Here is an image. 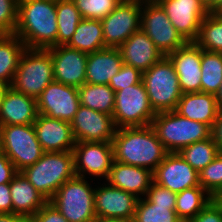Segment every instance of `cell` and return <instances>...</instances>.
<instances>
[{"instance_id":"21","label":"cell","mask_w":222,"mask_h":222,"mask_svg":"<svg viewBox=\"0 0 222 222\" xmlns=\"http://www.w3.org/2000/svg\"><path fill=\"white\" fill-rule=\"evenodd\" d=\"M38 115L37 99L4 87L0 105V125L33 124Z\"/></svg>"},{"instance_id":"25","label":"cell","mask_w":222,"mask_h":222,"mask_svg":"<svg viewBox=\"0 0 222 222\" xmlns=\"http://www.w3.org/2000/svg\"><path fill=\"white\" fill-rule=\"evenodd\" d=\"M215 94L193 92L183 93L175 111L187 119L198 121L212 128L218 114Z\"/></svg>"},{"instance_id":"44","label":"cell","mask_w":222,"mask_h":222,"mask_svg":"<svg viewBox=\"0 0 222 222\" xmlns=\"http://www.w3.org/2000/svg\"><path fill=\"white\" fill-rule=\"evenodd\" d=\"M13 213L10 183L0 184V214Z\"/></svg>"},{"instance_id":"27","label":"cell","mask_w":222,"mask_h":222,"mask_svg":"<svg viewBox=\"0 0 222 222\" xmlns=\"http://www.w3.org/2000/svg\"><path fill=\"white\" fill-rule=\"evenodd\" d=\"M26 46L15 34H0V85L11 86Z\"/></svg>"},{"instance_id":"48","label":"cell","mask_w":222,"mask_h":222,"mask_svg":"<svg viewBox=\"0 0 222 222\" xmlns=\"http://www.w3.org/2000/svg\"><path fill=\"white\" fill-rule=\"evenodd\" d=\"M93 222H130L127 220H119V219H107V218H100L96 217Z\"/></svg>"},{"instance_id":"37","label":"cell","mask_w":222,"mask_h":222,"mask_svg":"<svg viewBox=\"0 0 222 222\" xmlns=\"http://www.w3.org/2000/svg\"><path fill=\"white\" fill-rule=\"evenodd\" d=\"M82 18L102 20L108 16L122 0H73Z\"/></svg>"},{"instance_id":"24","label":"cell","mask_w":222,"mask_h":222,"mask_svg":"<svg viewBox=\"0 0 222 222\" xmlns=\"http://www.w3.org/2000/svg\"><path fill=\"white\" fill-rule=\"evenodd\" d=\"M123 64L118 48L105 47L90 53L87 58L85 83L108 85Z\"/></svg>"},{"instance_id":"35","label":"cell","mask_w":222,"mask_h":222,"mask_svg":"<svg viewBox=\"0 0 222 222\" xmlns=\"http://www.w3.org/2000/svg\"><path fill=\"white\" fill-rule=\"evenodd\" d=\"M176 205H154L146 197L138 199L132 222H182L176 212Z\"/></svg>"},{"instance_id":"29","label":"cell","mask_w":222,"mask_h":222,"mask_svg":"<svg viewBox=\"0 0 222 222\" xmlns=\"http://www.w3.org/2000/svg\"><path fill=\"white\" fill-rule=\"evenodd\" d=\"M80 105L113 115L115 92L109 85L84 83L78 87Z\"/></svg>"},{"instance_id":"42","label":"cell","mask_w":222,"mask_h":222,"mask_svg":"<svg viewBox=\"0 0 222 222\" xmlns=\"http://www.w3.org/2000/svg\"><path fill=\"white\" fill-rule=\"evenodd\" d=\"M30 222H68L62 214L49 202H47L34 216Z\"/></svg>"},{"instance_id":"9","label":"cell","mask_w":222,"mask_h":222,"mask_svg":"<svg viewBox=\"0 0 222 222\" xmlns=\"http://www.w3.org/2000/svg\"><path fill=\"white\" fill-rule=\"evenodd\" d=\"M155 115L142 81L115 92L112 117L117 129L148 126Z\"/></svg>"},{"instance_id":"18","label":"cell","mask_w":222,"mask_h":222,"mask_svg":"<svg viewBox=\"0 0 222 222\" xmlns=\"http://www.w3.org/2000/svg\"><path fill=\"white\" fill-rule=\"evenodd\" d=\"M154 183L174 193L199 186V173L179 153H168L153 172Z\"/></svg>"},{"instance_id":"51","label":"cell","mask_w":222,"mask_h":222,"mask_svg":"<svg viewBox=\"0 0 222 222\" xmlns=\"http://www.w3.org/2000/svg\"><path fill=\"white\" fill-rule=\"evenodd\" d=\"M4 87L3 85H0V105H1V99H2V96H3V92H4Z\"/></svg>"},{"instance_id":"28","label":"cell","mask_w":222,"mask_h":222,"mask_svg":"<svg viewBox=\"0 0 222 222\" xmlns=\"http://www.w3.org/2000/svg\"><path fill=\"white\" fill-rule=\"evenodd\" d=\"M67 46L87 54L105 48L101 20L83 18Z\"/></svg>"},{"instance_id":"50","label":"cell","mask_w":222,"mask_h":222,"mask_svg":"<svg viewBox=\"0 0 222 222\" xmlns=\"http://www.w3.org/2000/svg\"><path fill=\"white\" fill-rule=\"evenodd\" d=\"M222 7V0H213V13H216Z\"/></svg>"},{"instance_id":"12","label":"cell","mask_w":222,"mask_h":222,"mask_svg":"<svg viewBox=\"0 0 222 222\" xmlns=\"http://www.w3.org/2000/svg\"><path fill=\"white\" fill-rule=\"evenodd\" d=\"M80 107L78 88L53 81L37 98L38 114L71 122Z\"/></svg>"},{"instance_id":"30","label":"cell","mask_w":222,"mask_h":222,"mask_svg":"<svg viewBox=\"0 0 222 222\" xmlns=\"http://www.w3.org/2000/svg\"><path fill=\"white\" fill-rule=\"evenodd\" d=\"M214 198L200 185L177 193L175 212L178 218L185 222L197 216Z\"/></svg>"},{"instance_id":"1","label":"cell","mask_w":222,"mask_h":222,"mask_svg":"<svg viewBox=\"0 0 222 222\" xmlns=\"http://www.w3.org/2000/svg\"><path fill=\"white\" fill-rule=\"evenodd\" d=\"M112 145L114 161L152 172L169 153L150 125L116 129Z\"/></svg>"},{"instance_id":"19","label":"cell","mask_w":222,"mask_h":222,"mask_svg":"<svg viewBox=\"0 0 222 222\" xmlns=\"http://www.w3.org/2000/svg\"><path fill=\"white\" fill-rule=\"evenodd\" d=\"M174 64L182 93L201 92V48L187 42L168 55Z\"/></svg>"},{"instance_id":"23","label":"cell","mask_w":222,"mask_h":222,"mask_svg":"<svg viewBox=\"0 0 222 222\" xmlns=\"http://www.w3.org/2000/svg\"><path fill=\"white\" fill-rule=\"evenodd\" d=\"M106 182L132 193L137 198H142V196L144 198L154 178L153 172L149 169L113 161Z\"/></svg>"},{"instance_id":"46","label":"cell","mask_w":222,"mask_h":222,"mask_svg":"<svg viewBox=\"0 0 222 222\" xmlns=\"http://www.w3.org/2000/svg\"><path fill=\"white\" fill-rule=\"evenodd\" d=\"M0 222H30V220L15 213H5L0 214Z\"/></svg>"},{"instance_id":"41","label":"cell","mask_w":222,"mask_h":222,"mask_svg":"<svg viewBox=\"0 0 222 222\" xmlns=\"http://www.w3.org/2000/svg\"><path fill=\"white\" fill-rule=\"evenodd\" d=\"M185 222H222V203L214 198L197 216Z\"/></svg>"},{"instance_id":"16","label":"cell","mask_w":222,"mask_h":222,"mask_svg":"<svg viewBox=\"0 0 222 222\" xmlns=\"http://www.w3.org/2000/svg\"><path fill=\"white\" fill-rule=\"evenodd\" d=\"M104 182L101 186L95 184L96 217L132 222L139 198Z\"/></svg>"},{"instance_id":"11","label":"cell","mask_w":222,"mask_h":222,"mask_svg":"<svg viewBox=\"0 0 222 222\" xmlns=\"http://www.w3.org/2000/svg\"><path fill=\"white\" fill-rule=\"evenodd\" d=\"M142 0H122L101 20L105 47L119 48L134 32L141 29Z\"/></svg>"},{"instance_id":"3","label":"cell","mask_w":222,"mask_h":222,"mask_svg":"<svg viewBox=\"0 0 222 222\" xmlns=\"http://www.w3.org/2000/svg\"><path fill=\"white\" fill-rule=\"evenodd\" d=\"M48 201L67 181L76 176L73 151L44 152L33 165L21 171Z\"/></svg>"},{"instance_id":"10","label":"cell","mask_w":222,"mask_h":222,"mask_svg":"<svg viewBox=\"0 0 222 222\" xmlns=\"http://www.w3.org/2000/svg\"><path fill=\"white\" fill-rule=\"evenodd\" d=\"M140 23L141 30L153 41L163 56H168L187 43L156 0H142Z\"/></svg>"},{"instance_id":"40","label":"cell","mask_w":222,"mask_h":222,"mask_svg":"<svg viewBox=\"0 0 222 222\" xmlns=\"http://www.w3.org/2000/svg\"><path fill=\"white\" fill-rule=\"evenodd\" d=\"M145 197L154 205H176L177 194L153 182Z\"/></svg>"},{"instance_id":"32","label":"cell","mask_w":222,"mask_h":222,"mask_svg":"<svg viewBox=\"0 0 222 222\" xmlns=\"http://www.w3.org/2000/svg\"><path fill=\"white\" fill-rule=\"evenodd\" d=\"M222 82V53L201 49V92L217 94Z\"/></svg>"},{"instance_id":"31","label":"cell","mask_w":222,"mask_h":222,"mask_svg":"<svg viewBox=\"0 0 222 222\" xmlns=\"http://www.w3.org/2000/svg\"><path fill=\"white\" fill-rule=\"evenodd\" d=\"M57 46L67 45L83 19L73 0H56Z\"/></svg>"},{"instance_id":"34","label":"cell","mask_w":222,"mask_h":222,"mask_svg":"<svg viewBox=\"0 0 222 222\" xmlns=\"http://www.w3.org/2000/svg\"><path fill=\"white\" fill-rule=\"evenodd\" d=\"M195 43L202 50L222 53V17L218 13L204 17Z\"/></svg>"},{"instance_id":"2","label":"cell","mask_w":222,"mask_h":222,"mask_svg":"<svg viewBox=\"0 0 222 222\" xmlns=\"http://www.w3.org/2000/svg\"><path fill=\"white\" fill-rule=\"evenodd\" d=\"M56 0H19L14 34L26 48L48 49L57 46Z\"/></svg>"},{"instance_id":"4","label":"cell","mask_w":222,"mask_h":222,"mask_svg":"<svg viewBox=\"0 0 222 222\" xmlns=\"http://www.w3.org/2000/svg\"><path fill=\"white\" fill-rule=\"evenodd\" d=\"M150 126L169 153L211 137V128L201 122L187 119L174 111L159 112Z\"/></svg>"},{"instance_id":"53","label":"cell","mask_w":222,"mask_h":222,"mask_svg":"<svg viewBox=\"0 0 222 222\" xmlns=\"http://www.w3.org/2000/svg\"><path fill=\"white\" fill-rule=\"evenodd\" d=\"M218 199L222 203V194L218 197Z\"/></svg>"},{"instance_id":"5","label":"cell","mask_w":222,"mask_h":222,"mask_svg":"<svg viewBox=\"0 0 222 222\" xmlns=\"http://www.w3.org/2000/svg\"><path fill=\"white\" fill-rule=\"evenodd\" d=\"M142 82L155 113L176 109L183 93L174 64L168 56H163L149 70L142 72Z\"/></svg>"},{"instance_id":"43","label":"cell","mask_w":222,"mask_h":222,"mask_svg":"<svg viewBox=\"0 0 222 222\" xmlns=\"http://www.w3.org/2000/svg\"><path fill=\"white\" fill-rule=\"evenodd\" d=\"M17 173L14 164L6 157L0 149V184L10 183Z\"/></svg>"},{"instance_id":"47","label":"cell","mask_w":222,"mask_h":222,"mask_svg":"<svg viewBox=\"0 0 222 222\" xmlns=\"http://www.w3.org/2000/svg\"><path fill=\"white\" fill-rule=\"evenodd\" d=\"M208 13H213V0H199Z\"/></svg>"},{"instance_id":"20","label":"cell","mask_w":222,"mask_h":222,"mask_svg":"<svg viewBox=\"0 0 222 222\" xmlns=\"http://www.w3.org/2000/svg\"><path fill=\"white\" fill-rule=\"evenodd\" d=\"M33 126L44 152L73 151L76 141L70 122L38 114Z\"/></svg>"},{"instance_id":"49","label":"cell","mask_w":222,"mask_h":222,"mask_svg":"<svg viewBox=\"0 0 222 222\" xmlns=\"http://www.w3.org/2000/svg\"><path fill=\"white\" fill-rule=\"evenodd\" d=\"M215 96H216V99H217L218 108L222 109V82H221L219 91L217 92V94Z\"/></svg>"},{"instance_id":"45","label":"cell","mask_w":222,"mask_h":222,"mask_svg":"<svg viewBox=\"0 0 222 222\" xmlns=\"http://www.w3.org/2000/svg\"><path fill=\"white\" fill-rule=\"evenodd\" d=\"M211 137L219 151L222 152V109L218 110L217 118L211 128Z\"/></svg>"},{"instance_id":"14","label":"cell","mask_w":222,"mask_h":222,"mask_svg":"<svg viewBox=\"0 0 222 222\" xmlns=\"http://www.w3.org/2000/svg\"><path fill=\"white\" fill-rule=\"evenodd\" d=\"M76 142L112 143L116 126L111 115L80 105L70 122Z\"/></svg>"},{"instance_id":"17","label":"cell","mask_w":222,"mask_h":222,"mask_svg":"<svg viewBox=\"0 0 222 222\" xmlns=\"http://www.w3.org/2000/svg\"><path fill=\"white\" fill-rule=\"evenodd\" d=\"M52 57L54 81L80 87L86 80L88 54L67 45L48 48Z\"/></svg>"},{"instance_id":"7","label":"cell","mask_w":222,"mask_h":222,"mask_svg":"<svg viewBox=\"0 0 222 222\" xmlns=\"http://www.w3.org/2000/svg\"><path fill=\"white\" fill-rule=\"evenodd\" d=\"M54 81L52 57L48 49L26 48L10 87L15 91L37 99Z\"/></svg>"},{"instance_id":"15","label":"cell","mask_w":222,"mask_h":222,"mask_svg":"<svg viewBox=\"0 0 222 222\" xmlns=\"http://www.w3.org/2000/svg\"><path fill=\"white\" fill-rule=\"evenodd\" d=\"M186 42H195L208 11L199 0H156Z\"/></svg>"},{"instance_id":"26","label":"cell","mask_w":222,"mask_h":222,"mask_svg":"<svg viewBox=\"0 0 222 222\" xmlns=\"http://www.w3.org/2000/svg\"><path fill=\"white\" fill-rule=\"evenodd\" d=\"M13 213L31 219L48 200L22 174L17 172L10 182Z\"/></svg>"},{"instance_id":"33","label":"cell","mask_w":222,"mask_h":222,"mask_svg":"<svg viewBox=\"0 0 222 222\" xmlns=\"http://www.w3.org/2000/svg\"><path fill=\"white\" fill-rule=\"evenodd\" d=\"M179 155L198 173L206 168L220 153L212 137L182 148Z\"/></svg>"},{"instance_id":"6","label":"cell","mask_w":222,"mask_h":222,"mask_svg":"<svg viewBox=\"0 0 222 222\" xmlns=\"http://www.w3.org/2000/svg\"><path fill=\"white\" fill-rule=\"evenodd\" d=\"M84 177L67 180L48 201L68 222H93L95 187Z\"/></svg>"},{"instance_id":"22","label":"cell","mask_w":222,"mask_h":222,"mask_svg":"<svg viewBox=\"0 0 222 222\" xmlns=\"http://www.w3.org/2000/svg\"><path fill=\"white\" fill-rule=\"evenodd\" d=\"M123 63L139 69L149 70L163 54L143 30L134 32L119 48Z\"/></svg>"},{"instance_id":"13","label":"cell","mask_w":222,"mask_h":222,"mask_svg":"<svg viewBox=\"0 0 222 222\" xmlns=\"http://www.w3.org/2000/svg\"><path fill=\"white\" fill-rule=\"evenodd\" d=\"M73 153L76 176L108 178L114 161L112 143L76 142Z\"/></svg>"},{"instance_id":"8","label":"cell","mask_w":222,"mask_h":222,"mask_svg":"<svg viewBox=\"0 0 222 222\" xmlns=\"http://www.w3.org/2000/svg\"><path fill=\"white\" fill-rule=\"evenodd\" d=\"M0 149L17 172L35 164L44 154L33 124L0 125Z\"/></svg>"},{"instance_id":"39","label":"cell","mask_w":222,"mask_h":222,"mask_svg":"<svg viewBox=\"0 0 222 222\" xmlns=\"http://www.w3.org/2000/svg\"><path fill=\"white\" fill-rule=\"evenodd\" d=\"M142 81V72L132 66L123 64L109 82V86L114 92L127 88Z\"/></svg>"},{"instance_id":"36","label":"cell","mask_w":222,"mask_h":222,"mask_svg":"<svg viewBox=\"0 0 222 222\" xmlns=\"http://www.w3.org/2000/svg\"><path fill=\"white\" fill-rule=\"evenodd\" d=\"M199 185L213 198L222 194V152L199 173Z\"/></svg>"},{"instance_id":"38","label":"cell","mask_w":222,"mask_h":222,"mask_svg":"<svg viewBox=\"0 0 222 222\" xmlns=\"http://www.w3.org/2000/svg\"><path fill=\"white\" fill-rule=\"evenodd\" d=\"M19 0H0V34H14Z\"/></svg>"},{"instance_id":"52","label":"cell","mask_w":222,"mask_h":222,"mask_svg":"<svg viewBox=\"0 0 222 222\" xmlns=\"http://www.w3.org/2000/svg\"><path fill=\"white\" fill-rule=\"evenodd\" d=\"M222 17V7L216 12Z\"/></svg>"}]
</instances>
